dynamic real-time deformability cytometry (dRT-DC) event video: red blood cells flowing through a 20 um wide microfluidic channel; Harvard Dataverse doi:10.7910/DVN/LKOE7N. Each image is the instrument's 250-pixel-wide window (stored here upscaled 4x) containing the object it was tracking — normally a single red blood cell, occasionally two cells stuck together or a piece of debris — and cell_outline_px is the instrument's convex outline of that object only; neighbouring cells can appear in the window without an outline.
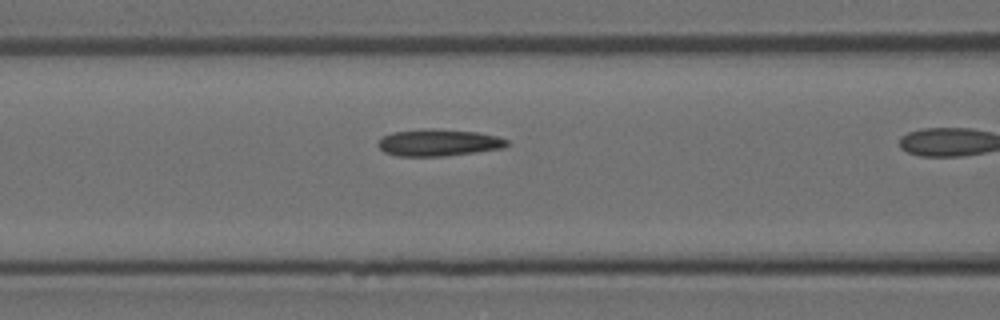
{"species": "Egyptian fruit bat (a non-hibernating species)", "species_latin": "Rousettus aegyptiacus", "temperature_condition": "room temperature", "stored_images_in_passage": 13, "camera_frame_rate_fps": 3000, "um_per_image_px": 0.085, "animal": {"sex": "female"}, "frame": {"image": 1, "passage_image": 6, "time_ms": 1.667, "image_size_px": [1000, 320], "cell_outline_px": [[508, 144], [504, 148], [476, 152], [444, 156], [396, 156], [384, 152], [376, 144], [384, 136], [392, 132], [424, 128], [432, 128], [476, 132], [496, 136], [508, 140]], "centroid_in_image_um": [37.26, 12.12], "position_along_channel_um": 129.3, "area_um2": 20.23}}
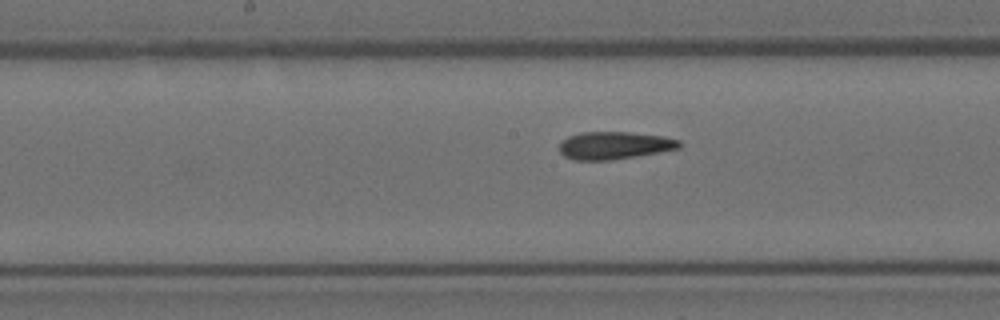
{"frame": {"image": 2, "passage_image": 11, "time_ms": 3.333, "image_size_px": [1000, 320], "cell_outline_px": [[684, 144], [680, 148], [608, 160], [576, 160], [564, 156], [560, 152], [560, 144], [568, 136], [580, 132], [628, 132], [664, 136], [680, 140]], "centroid_in_image_um": [52.23, 12.34], "position_along_channel_um": 196.0, "area_um2": 19.07}}